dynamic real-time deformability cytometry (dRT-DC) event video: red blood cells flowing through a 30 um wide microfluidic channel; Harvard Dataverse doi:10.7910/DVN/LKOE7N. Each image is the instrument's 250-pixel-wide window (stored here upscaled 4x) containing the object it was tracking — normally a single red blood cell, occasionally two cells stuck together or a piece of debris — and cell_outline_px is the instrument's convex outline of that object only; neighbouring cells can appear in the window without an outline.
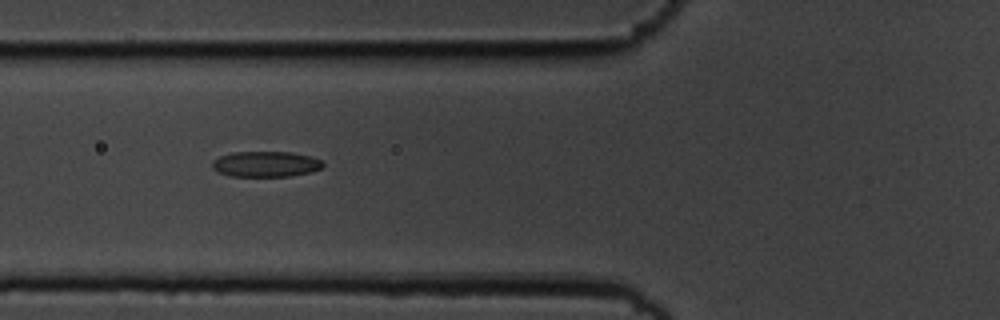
{"species": "common noctule bat (a hibernating species)", "species_latin": "Nyctalus noctula", "temperature_condition": "cold", "stored_images_in_passage": 5, "camera_frame_rate_fps": 3000, "um_per_image_px": 0.085, "animal": {"sex": "male", "body_mass_g": 19.5, "forearm_length_mm": 54.6}, "frame": {"image": 1, "passage_image": 2, "time_ms": 0.333, "image_size_px": [1000, 320], "cell_outline_px": [[324, 168], [312, 172], [288, 176], [232, 176], [220, 172], [212, 168], [212, 160], [220, 156], [232, 152], [292, 152], [312, 156], [320, 160], [324, 164]], "centroid_in_image_um": [22.62, 13.94], "position_along_channel_um": 103.2, "area_um2": 16.59}}
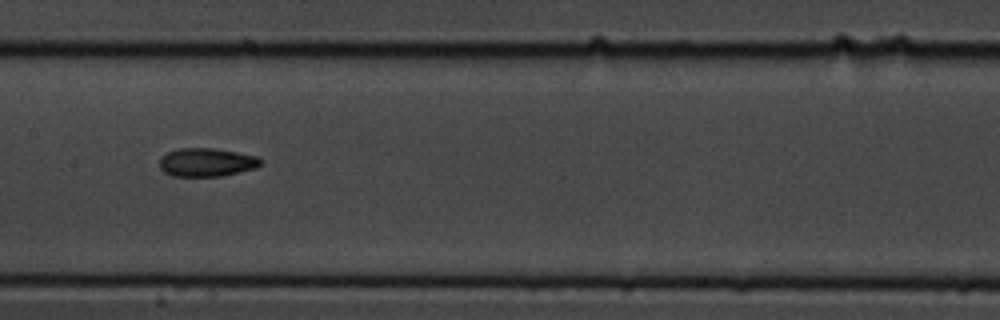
{"frame": {"image": 2, "passage_image": 4, "time_ms": 1.0, "image_size_px": [1000, 320], "cell_outline_px": [[264, 160], [256, 168], [220, 176], [172, 176], [164, 172], [160, 168], [160, 156], [168, 152], [180, 148], [216, 148], [256, 156]], "centroid_in_image_um": [17.55, 13.79], "position_along_channel_um": 189.8, "area_um2": 16.76}}
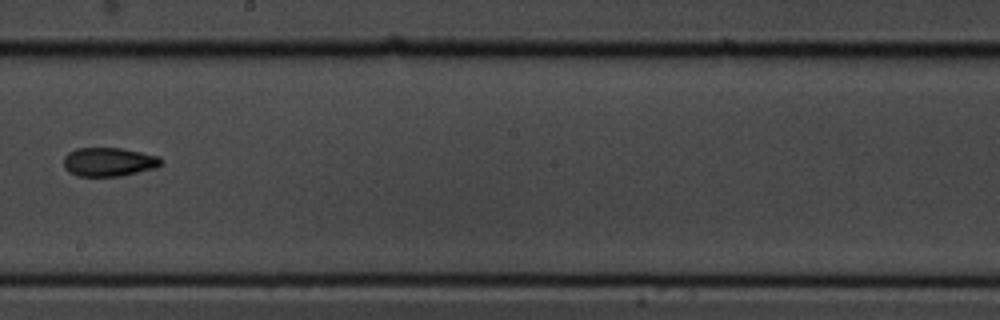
{"frame": {"image": 3, "passage_image": 5, "time_ms": 1.333, "image_size_px": [1000, 320], "cell_outline_px": [[160, 164], [156, 168], [120, 176], [76, 176], [68, 172], [64, 168], [64, 156], [68, 152], [76, 148], [120, 148], [160, 156]], "centroid_in_image_um": [9.2, 13.76], "position_along_channel_um": 239.0, "area_um2": 16.36}}